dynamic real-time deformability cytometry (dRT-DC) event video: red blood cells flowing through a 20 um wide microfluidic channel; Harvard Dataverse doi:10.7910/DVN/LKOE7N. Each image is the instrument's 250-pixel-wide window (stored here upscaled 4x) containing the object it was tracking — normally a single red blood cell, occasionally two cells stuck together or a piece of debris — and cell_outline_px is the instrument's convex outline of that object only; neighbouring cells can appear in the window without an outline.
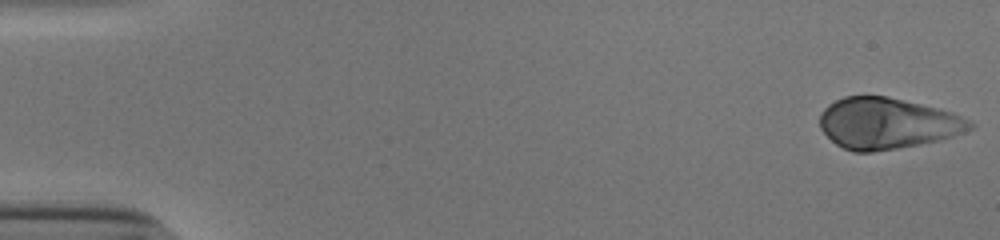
{"species": "human", "species_latin": "Homo sapiens", "temperature_condition": "cold", "stored_images_in_passage": 52, "camera_frame_rate_fps": 3000, "um_per_image_px": 0.085, "donor": {"sex": "male"}, "frame": {"image": 1, "passage_image": 1, "time_ms": 0.0, "image_size_px": [1000, 240], "cell_outline_px": [[976, 128], [940, 140], [896, 148], [872, 152], [852, 152], [836, 144], [820, 128], [820, 112], [828, 104], [844, 96], [884, 96], [920, 104], [952, 112], [976, 124]], "centroid_in_image_um": [75.4, 10.49], "position_along_channel_um": 9.6, "area_um2": 44.45}}
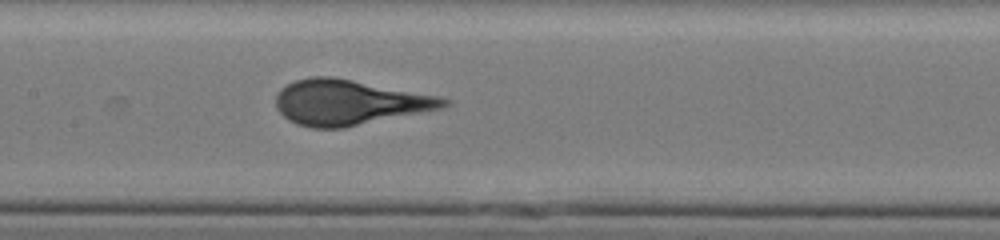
{"frame": {"image": 2, "passage_image": 26, "time_ms": 8.333, "image_size_px": [1000, 240], "cell_outline_px": [[452, 104], [444, 108], [344, 128], [312, 128], [296, 124], [288, 120], [276, 108], [276, 92], [280, 88], [296, 80], [312, 76], [332, 76], [440, 96], [452, 100]], "centroid_in_image_um": [29.7, 8.7], "position_along_channel_um": 177.7, "area_um2": 44.56}}
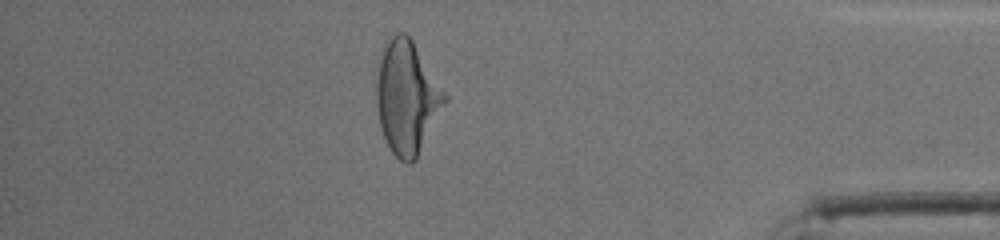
{"frame": {"image": 3, "passage_image": 46, "time_ms": 15.0, "image_size_px": [1000, 240], "cell_outline_px": [[448, 100], [416, 160], [412, 164], [404, 164], [392, 152], [380, 128], [376, 104], [376, 80], [380, 60], [384, 48], [388, 40], [396, 32], [404, 32], [412, 40], [448, 96]], "centroid_in_image_um": [34.6, 8.32], "position_along_channel_um": 400.6, "area_um2": 44.85}}